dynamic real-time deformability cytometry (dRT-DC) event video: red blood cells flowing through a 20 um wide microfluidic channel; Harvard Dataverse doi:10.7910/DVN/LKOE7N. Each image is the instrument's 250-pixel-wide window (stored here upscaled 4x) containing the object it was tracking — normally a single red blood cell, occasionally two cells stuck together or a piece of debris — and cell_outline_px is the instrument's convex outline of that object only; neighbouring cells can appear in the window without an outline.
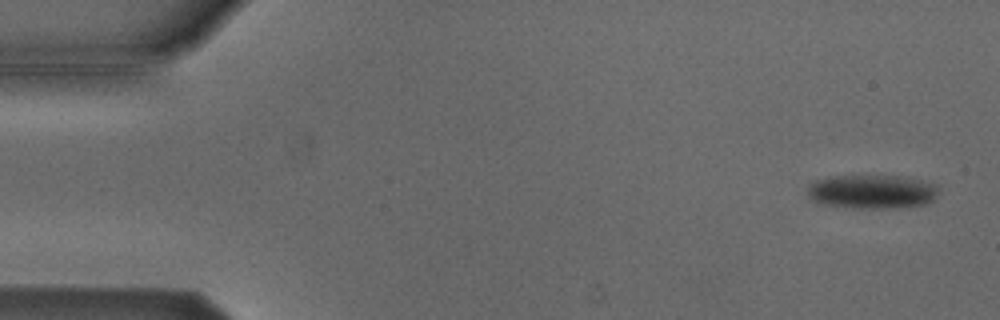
{"species": "Egyptian fruit bat (a non-hibernating species)", "species_latin": "Rousettus aegyptiacus", "temperature_condition": "cold", "stored_images_in_passage": 6, "camera_frame_rate_fps": 3000, "um_per_image_px": 0.085, "animal": {"sex": "male"}, "frame": {"image": 1, "passage_image": 1, "time_ms": 0.0, "image_size_px": [1000, 320], "cell_outline_px": [[936, 192], [932, 200], [928, 204], [896, 208], [852, 208], [828, 204], [816, 200], [808, 192], [808, 188], [816, 180], [828, 176], [908, 176], [936, 184]], "centroid_in_image_um": [74.19, 16.28], "position_along_channel_um": 10.8, "area_um2": 25.61}}
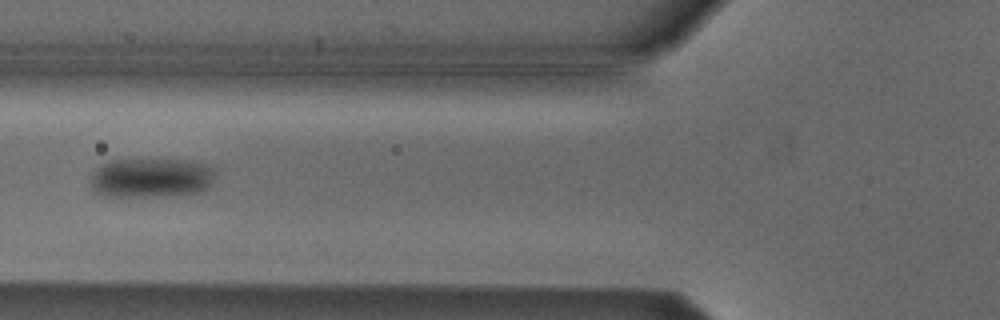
{"frame": {"image": 2, "passage_image": 6, "time_ms": 1.667, "image_size_px": [1000, 320], "cell_outline_px": [[216, 172], [212, 184], [208, 188], [200, 192], [160, 196], [108, 196], [96, 192], [92, 188], [92, 176], [96, 168], [108, 160], [188, 160], [212, 164], [216, 168]], "centroid_in_image_um": [12.94, 15.1], "position_along_channel_um": 112.9, "area_um2": 28.96}}